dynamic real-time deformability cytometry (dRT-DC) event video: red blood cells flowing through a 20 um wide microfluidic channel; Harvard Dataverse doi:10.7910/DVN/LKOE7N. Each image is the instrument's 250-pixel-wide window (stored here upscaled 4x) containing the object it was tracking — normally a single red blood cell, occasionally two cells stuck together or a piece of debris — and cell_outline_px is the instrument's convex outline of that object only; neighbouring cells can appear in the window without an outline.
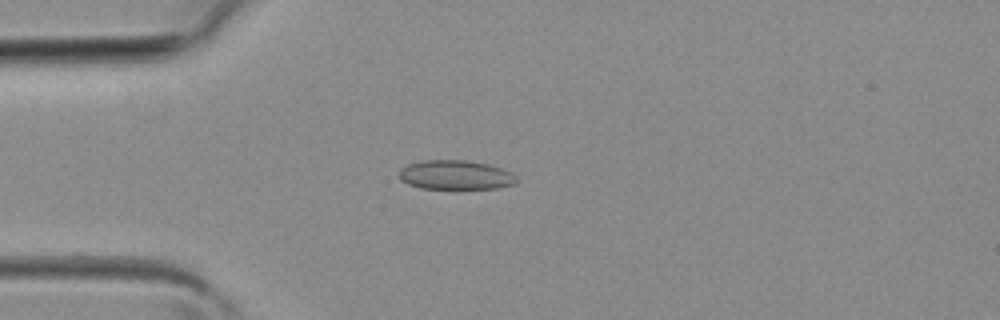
{"species": "common noctule bat (a hibernating species)", "species_latin": "Nyctalus noctula", "temperature_condition": "room temperature", "stored_images_in_passage": 29, "camera_frame_rate_fps": 3000, "um_per_image_px": 0.085, "animal": {"sex": "female", "body_mass_g": 19.3, "forearm_length_mm": 54.1}, "frame": {"image": 1, "passage_image": 1, "time_ms": 0.0, "image_size_px": [1000, 320], "cell_outline_px": [[516, 184], [496, 188], [420, 188], [408, 184], [400, 180], [400, 168], [408, 164], [424, 160], [464, 160], [488, 164], [512, 172], [516, 176]], "centroid_in_image_um": [38.72, 14.87], "position_along_channel_um": 46.3, "area_um2": 19.94}}
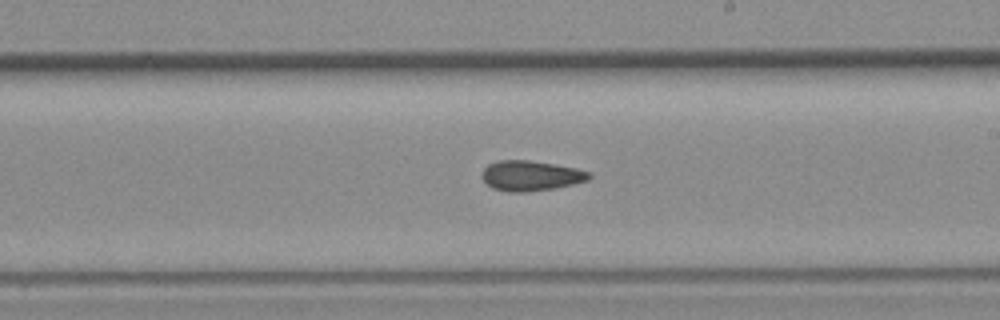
{"frame": {"image": 2, "passage_image": 13, "time_ms": 4.0, "image_size_px": [1000, 320], "cell_outline_px": [[592, 176], [588, 180], [556, 188], [524, 192], [508, 192], [492, 188], [480, 176], [484, 168], [488, 164], [500, 160], [528, 160], [576, 168], [592, 172]], "centroid_in_image_um": [45.12, 14.94], "position_along_channel_um": 243.9, "area_um2": 18.84}}
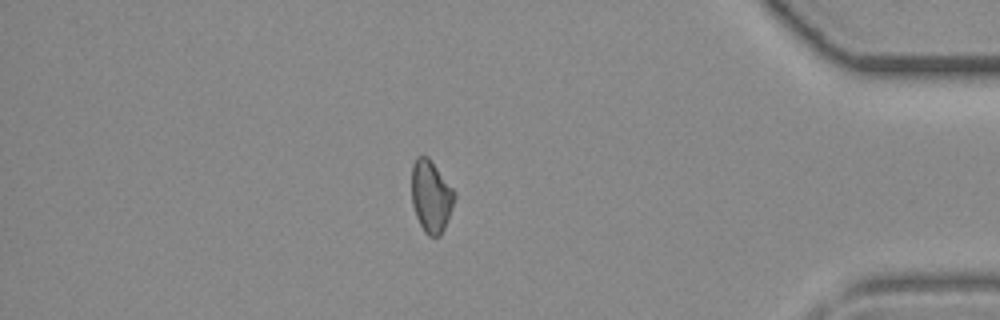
{"frame": {"image": 3, "passage_image": 24, "time_ms": 7.667, "image_size_px": [1000, 320], "cell_outline_px": [[456, 196], [452, 208], [444, 228], [440, 236], [428, 236], [424, 232], [416, 216], [412, 204], [412, 164], [416, 156], [428, 156], [456, 192]], "centroid_in_image_um": [36.64, 16.67], "position_along_channel_um": 398.6, "area_um2": 18.03}}